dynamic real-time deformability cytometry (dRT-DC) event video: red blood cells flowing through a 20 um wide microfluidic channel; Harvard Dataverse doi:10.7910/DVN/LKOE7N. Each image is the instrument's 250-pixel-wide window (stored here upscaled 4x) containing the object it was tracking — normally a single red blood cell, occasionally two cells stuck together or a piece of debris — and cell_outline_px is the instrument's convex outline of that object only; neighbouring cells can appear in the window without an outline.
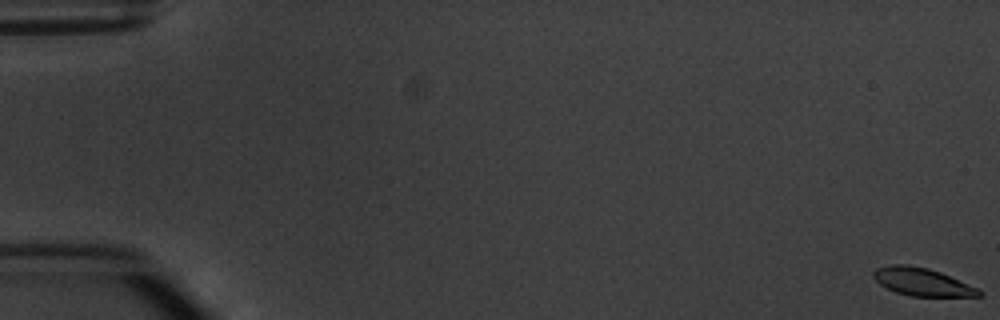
{"species": "common noctule bat (a hibernating species)", "species_latin": "Nyctalus noctula", "temperature_condition": "warm", "stored_images_in_passage": 6, "camera_frame_rate_fps": 3000, "um_per_image_px": 0.085, "animal": {"sex": "male", "body_mass_g": 20.1, "forearm_length_mm": 53.5}, "frame": {"image": 1, "passage_image": 1, "time_ms": 0.0, "image_size_px": [1000, 320], "cell_outline_px": [[984, 292], [980, 296], [912, 296], [896, 292], [880, 284], [872, 276], [872, 272], [876, 268], [892, 264], [904, 264], [928, 268], [940, 272], [980, 288]], "centroid_in_image_um": [78.41, 23.96], "position_along_channel_um": 6.6, "area_um2": 17.11}}
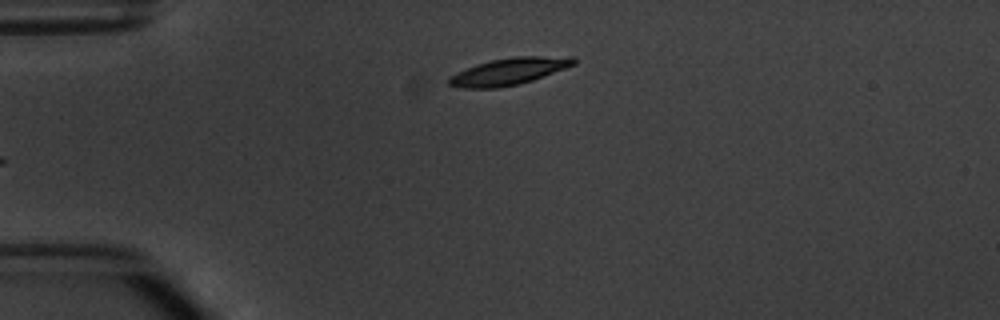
{"frame": {"image": 2, "passage_image": 6, "time_ms": 6.667, "image_size_px": [1000, 320], "cell_outline_px": [[576, 64], [532, 80], [516, 84], [496, 88], [464, 88], [448, 84], [448, 80], [456, 72], [476, 64], [492, 60], [512, 56], [572, 56], [576, 60]], "centroid_in_image_um": [43.28, 6.05], "position_along_channel_um": 41.7, "area_um2": 19.36}}